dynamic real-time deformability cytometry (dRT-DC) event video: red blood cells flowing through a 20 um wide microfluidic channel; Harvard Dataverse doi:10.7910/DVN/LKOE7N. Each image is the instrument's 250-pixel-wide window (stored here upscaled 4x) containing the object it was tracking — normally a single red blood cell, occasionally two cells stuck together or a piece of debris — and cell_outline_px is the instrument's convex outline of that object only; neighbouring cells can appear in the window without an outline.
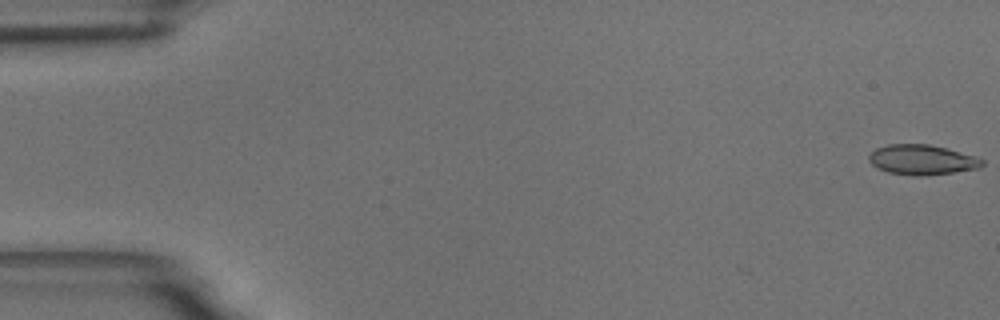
{"species": "common noctule bat (a hibernating species)", "species_latin": "Nyctalus noctula", "temperature_condition": "room temperature", "stored_images_in_passage": 4, "camera_frame_rate_fps": 3000, "um_per_image_px": 0.085, "animal": {"sex": "male", "body_mass_g": 18.8}, "frame": {"image": 1, "passage_image": 1, "time_ms": 0.0, "image_size_px": [1000, 320], "cell_outline_px": [[984, 164], [980, 168], [924, 176], [916, 176], [888, 172], [876, 168], [868, 160], [868, 156], [876, 148], [888, 144], [928, 144], [976, 156], [984, 160]], "centroid_in_image_um": [78.36, 13.58], "position_along_channel_um": 6.6, "area_um2": 19.77}}